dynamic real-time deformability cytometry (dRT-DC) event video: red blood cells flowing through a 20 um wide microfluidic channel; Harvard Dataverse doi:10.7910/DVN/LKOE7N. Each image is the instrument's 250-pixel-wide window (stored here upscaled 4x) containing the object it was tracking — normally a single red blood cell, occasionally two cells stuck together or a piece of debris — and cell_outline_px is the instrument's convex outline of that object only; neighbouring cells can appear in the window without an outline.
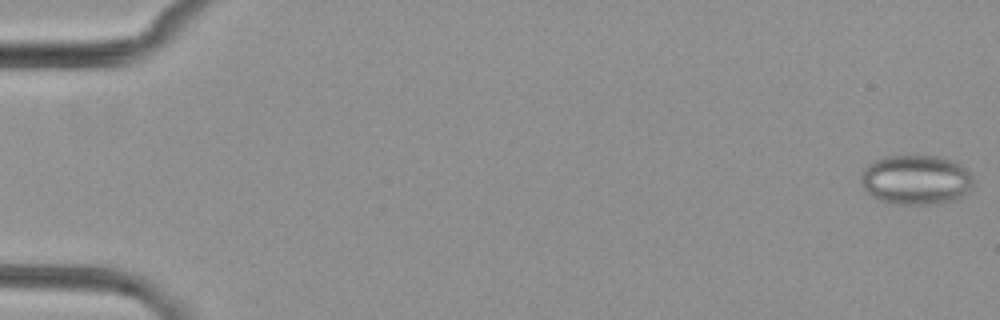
{"species": "common noctule bat (a hibernating species)", "species_latin": "Nyctalus noctula", "temperature_condition": "cold", "stored_images_in_passage": 2, "camera_frame_rate_fps": 3000, "um_per_image_px": 0.085, "animal": {"sex": "female", "body_mass_g": 29.2, "forearm_length_mm": 56.3}, "frame": {"image": 1, "passage_image": 2, "time_ms": 1.667, "image_size_px": [1000, 320], "cell_outline_px": [[972, 184], [960, 196], [952, 200], [936, 204], [900, 204], [880, 200], [872, 196], [864, 188], [860, 180], [860, 172], [868, 164], [876, 160], [888, 156], [936, 156], [952, 160], [968, 168], [972, 176]], "centroid_in_image_um": [77.83, 15.27], "position_along_channel_um": 7.2, "area_um2": 32.31}}